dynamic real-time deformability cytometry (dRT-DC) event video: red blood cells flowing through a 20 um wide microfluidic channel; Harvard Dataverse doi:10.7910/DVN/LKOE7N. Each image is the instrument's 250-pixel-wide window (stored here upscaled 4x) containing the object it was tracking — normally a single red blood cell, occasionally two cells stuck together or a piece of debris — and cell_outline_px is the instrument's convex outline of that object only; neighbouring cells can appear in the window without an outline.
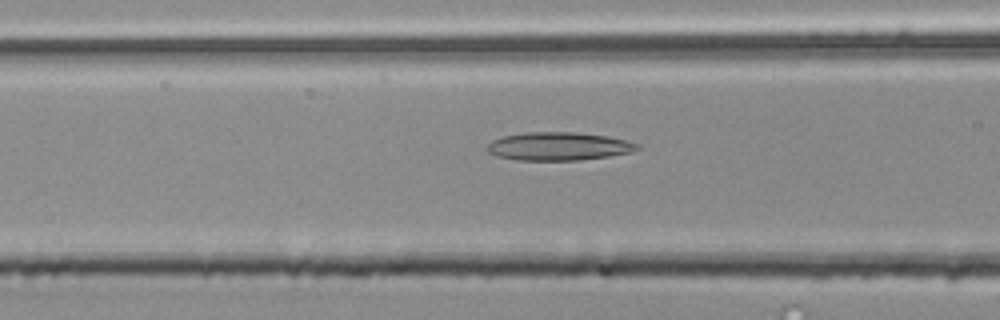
{"species": "common noctule bat (a hibernating species)", "species_latin": "Nyctalus noctula", "temperature_condition": "room temperature", "stored_images_in_passage": 39, "camera_frame_rate_fps": 3000, "um_per_image_px": 0.085, "animal": {"sex": "male", "body_mass_g": 20.4}, "frame": {"image": 1, "passage_image": 17, "time_ms": 5.333, "image_size_px": [1000, 320], "cell_outline_px": [[640, 148], [632, 152], [608, 156], [580, 160], [520, 160], [496, 156], [488, 152], [484, 148], [492, 140], [504, 136], [524, 132], [576, 132], [608, 136], [640, 144]], "centroid_in_image_um": [47.46, 12.43], "position_along_channel_um": 119.1, "area_um2": 24.74}}
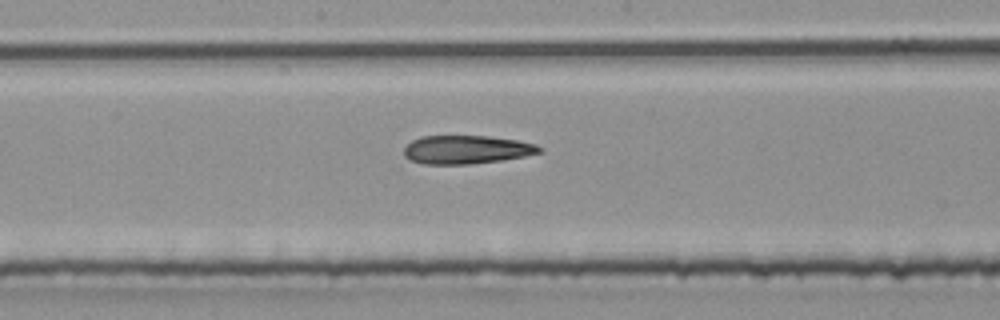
{"frame": {"image": 2, "passage_image": 24, "time_ms": 7.667, "image_size_px": [1000, 320], "cell_outline_px": [[544, 152], [524, 156], [500, 160], [468, 164], [424, 164], [408, 160], [404, 156], [404, 148], [412, 140], [420, 136], [488, 136], [516, 140], [536, 144], [544, 148]], "centroid_in_image_um": [39.65, 12.72], "position_along_channel_um": 208.5, "area_um2": 22.54}}
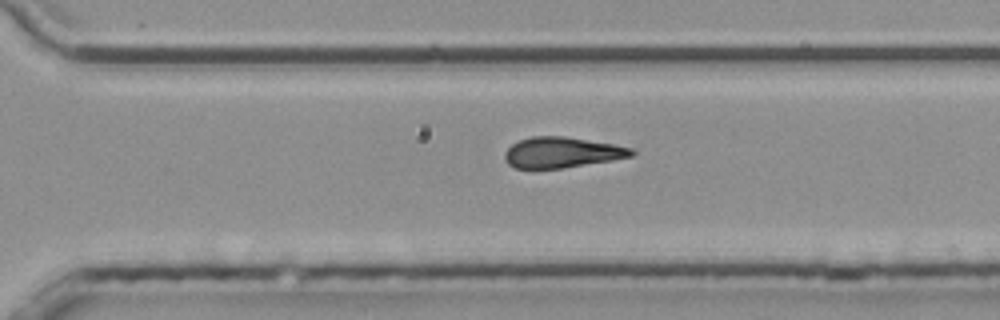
{"frame": {"image": 3, "passage_image": 33, "time_ms": 10.667, "image_size_px": [1000, 320], "cell_outline_px": [[636, 152], [632, 156], [612, 160], [564, 168], [516, 168], [508, 164], [504, 160], [504, 152], [512, 144], [520, 140], [532, 136], [564, 136], [612, 144], [632, 148]], "centroid_in_image_um": [47.74, 12.96], "position_along_channel_um": 322.9, "area_um2": 22.54}}